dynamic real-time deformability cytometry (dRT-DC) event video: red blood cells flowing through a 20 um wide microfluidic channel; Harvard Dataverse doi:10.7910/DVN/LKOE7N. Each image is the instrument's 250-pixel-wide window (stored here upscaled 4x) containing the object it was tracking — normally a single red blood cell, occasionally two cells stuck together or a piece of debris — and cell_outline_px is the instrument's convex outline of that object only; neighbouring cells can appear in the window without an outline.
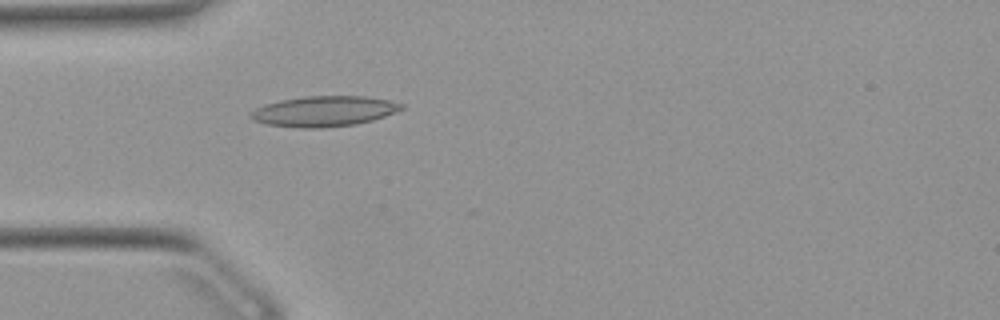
{"species": "Egyptian fruit bat (a non-hibernating species)", "species_latin": "Rousettus aegyptiacus", "temperature_condition": "warm", "stored_images_in_passage": 48, "camera_frame_rate_fps": 3000, "um_per_image_px": 0.085, "animal": {"sex": "female"}, "frame": {"image": 1, "passage_image": 11, "time_ms": 3.333, "image_size_px": [1000, 320], "cell_outline_px": [[404, 108], [384, 116], [372, 120], [356, 124], [324, 128], [300, 128], [268, 124], [252, 120], [248, 116], [256, 108], [264, 104], [280, 100], [304, 96], [364, 96], [388, 100], [404, 104]], "centroid_in_image_um": [27.52, 9.45], "position_along_channel_um": 57.5, "area_um2": 26.7}}
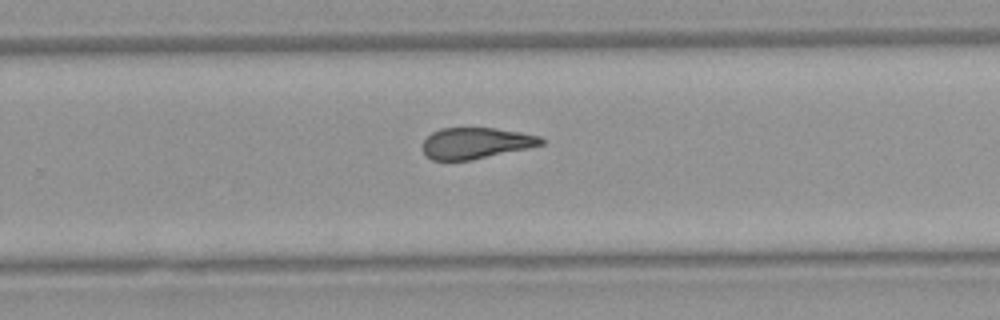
{"frame": {"image": 2, "passage_image": 29, "time_ms": 9.333, "image_size_px": [1000, 320], "cell_outline_px": [[544, 144], [528, 148], [472, 160], [432, 160], [424, 152], [424, 140], [432, 132], [440, 128], [496, 128], [520, 132], [540, 136], [544, 140]], "centroid_in_image_um": [40.47, 12.16], "position_along_channel_um": 289.3, "area_um2": 21.39}}
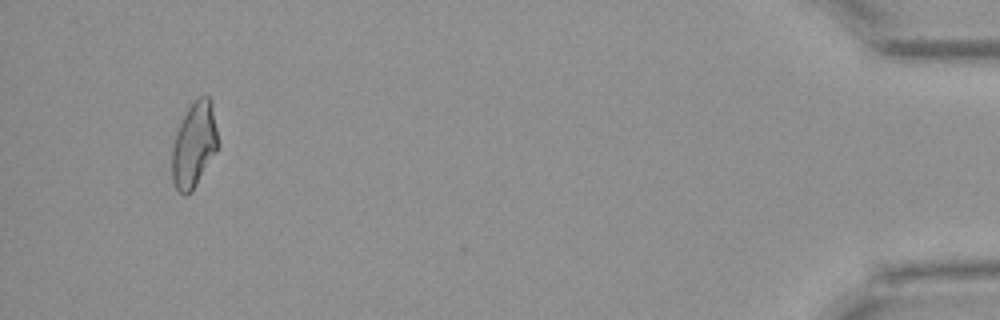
{"frame": {"image": 3, "passage_image": 45, "time_ms": 14.667, "image_size_px": [1000, 320], "cell_outline_px": [[220, 144], [216, 152], [192, 192], [184, 196], [176, 188], [172, 180], [172, 148], [176, 132], [188, 108], [200, 96], [208, 96], [212, 100]], "centroid_in_image_um": [16.53, 12.32], "position_along_channel_um": 418.7, "area_um2": 23.0}, "authors_computed_cell_mechanics": {"area_um2": 23.2067, "velocity_mm_per_s": 3.9167, "shape_relaxation_time_tau1_ms": null, "shape_relaxation_time_tau2_ms": 2.503, "deformation_change_tau1": null, "deformation_change_tau2": 0.108}}